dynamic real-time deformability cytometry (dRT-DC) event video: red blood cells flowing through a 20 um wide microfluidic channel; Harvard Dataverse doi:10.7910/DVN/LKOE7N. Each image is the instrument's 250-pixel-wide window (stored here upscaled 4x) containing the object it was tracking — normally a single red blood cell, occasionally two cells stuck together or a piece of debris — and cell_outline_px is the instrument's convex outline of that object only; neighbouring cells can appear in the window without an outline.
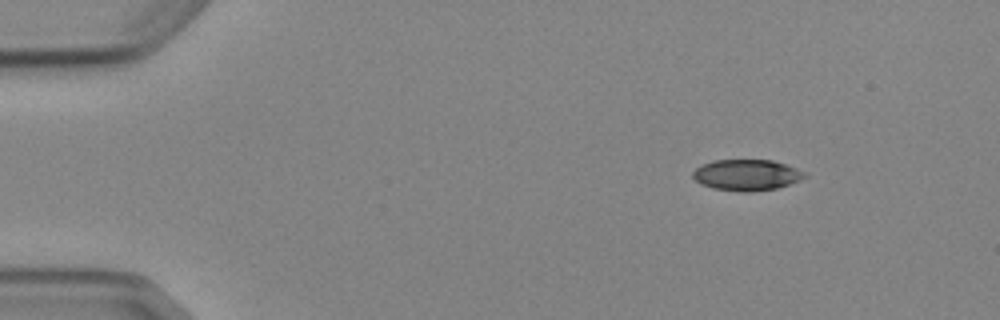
{"species": "Egyptian fruit bat (a non-hibernating species)", "species_latin": "Rousettus aegyptiacus", "temperature_condition": "cold", "stored_images_in_passage": 5, "camera_frame_rate_fps": 3000, "um_per_image_px": 0.085, "animal": {"sex": "female"}, "frame": {"image": 1, "passage_image": 1, "time_ms": 0.0, "image_size_px": [1000, 320], "cell_outline_px": [[808, 176], [800, 180], [776, 188], [752, 192], [744, 192], [712, 188], [700, 184], [692, 176], [692, 172], [700, 164], [712, 160], [772, 160], [796, 168], [804, 172]], "centroid_in_image_um": [63.43, 14.87], "position_along_channel_um": 21.6, "area_um2": 20.29}}
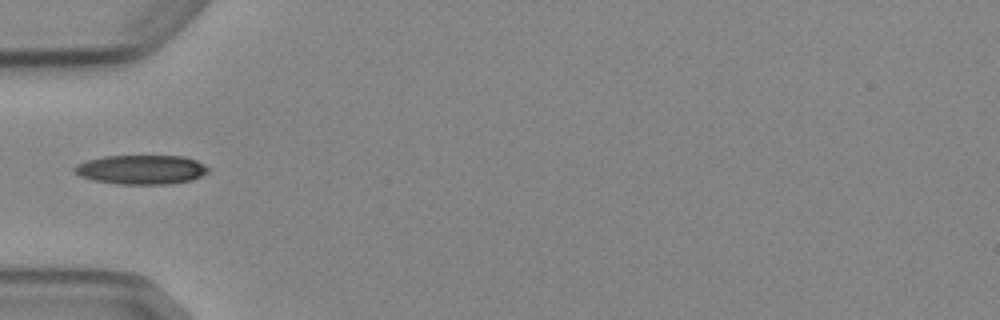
{"frame": {"image": 2, "passage_image": 4, "time_ms": 3.667, "image_size_px": [1000, 320], "cell_outline_px": [[208, 172], [192, 180], [168, 184], [120, 184], [92, 180], [80, 176], [72, 172], [72, 168], [76, 164], [88, 160], [104, 156], [184, 156], [196, 160], [204, 164], [208, 168]], "centroid_in_image_um": [11.98, 14.41], "position_along_channel_um": 73.0, "area_um2": 22.89}}
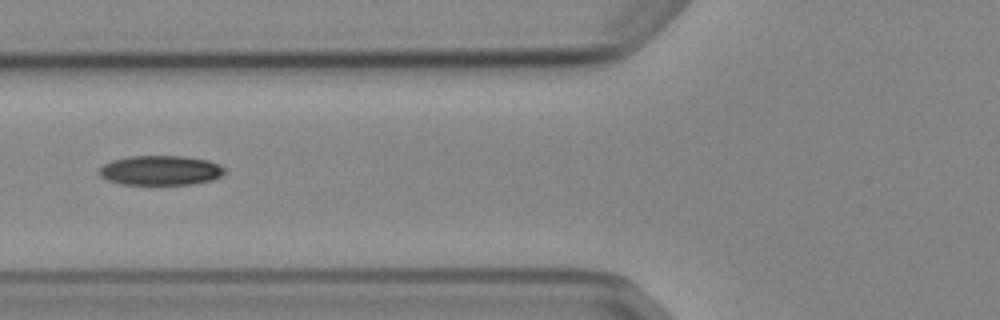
{"frame": {"image": 3, "passage_image": 5, "time_ms": 4.667, "image_size_px": [1000, 320], "cell_outline_px": [[228, 172], [212, 180], [192, 184], [120, 184], [108, 180], [100, 176], [100, 168], [104, 164], [112, 160], [128, 156], [184, 156], [208, 160], [224, 168]], "centroid_in_image_um": [13.65, 14.48], "position_along_channel_um": 112.1, "area_um2": 21.62}}